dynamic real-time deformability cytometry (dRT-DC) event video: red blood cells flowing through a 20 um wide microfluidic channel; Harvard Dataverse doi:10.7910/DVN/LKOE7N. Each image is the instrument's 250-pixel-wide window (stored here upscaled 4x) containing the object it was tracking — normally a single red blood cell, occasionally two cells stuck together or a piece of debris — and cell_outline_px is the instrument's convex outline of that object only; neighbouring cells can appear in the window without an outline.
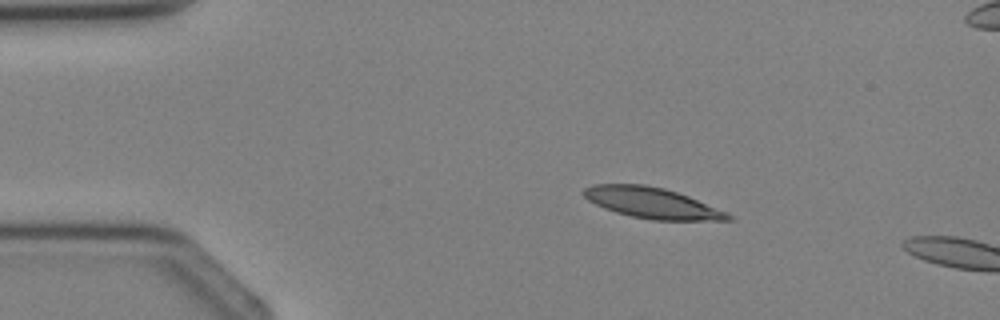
{"species": "Egyptian fruit bat (a non-hibernating species)", "species_latin": "Rousettus aegyptiacus", "temperature_condition": "cold", "stored_images_in_passage": 2, "camera_frame_rate_fps": 3000, "um_per_image_px": 0.085, "animal": {"sex": "female"}, "frame": {"image": 1, "passage_image": 1, "time_ms": 0.0, "image_size_px": [1000, 320], "cell_outline_px": [[732, 220], [652, 220], [632, 216], [616, 212], [604, 208], [588, 200], [584, 196], [584, 188], [592, 184], [644, 184], [664, 188], [688, 196], [728, 212], [732, 216]], "centroid_in_image_um": [55.43, 17.24], "position_along_channel_um": 29.6, "area_um2": 25.72}}